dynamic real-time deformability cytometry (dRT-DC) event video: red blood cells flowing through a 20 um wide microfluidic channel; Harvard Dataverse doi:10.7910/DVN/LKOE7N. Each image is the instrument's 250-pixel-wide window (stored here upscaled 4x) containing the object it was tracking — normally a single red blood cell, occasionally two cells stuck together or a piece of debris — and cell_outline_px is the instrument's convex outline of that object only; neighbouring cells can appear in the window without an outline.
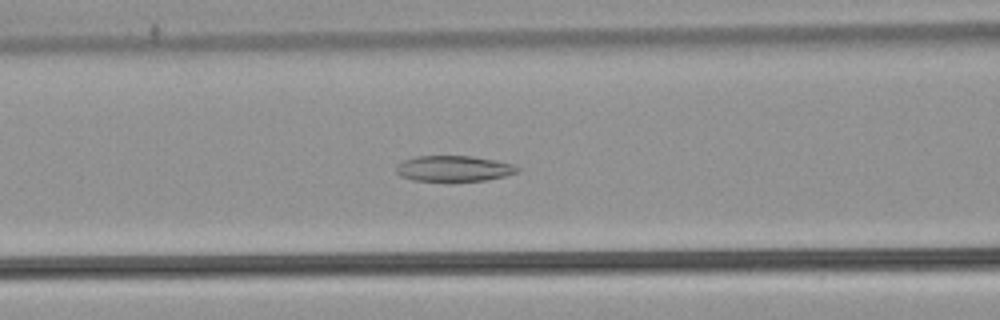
{"species": "common noctule bat (a hibernating species)", "species_latin": "Nyctalus noctula", "temperature_condition": "warm", "stored_images_in_passage": 44, "camera_frame_rate_fps": 3000, "um_per_image_px": 0.085, "animal": {"sex": "male", "body_mass_g": 21.5, "forearm_length_mm": 52.0}, "frame": {"image": 1, "passage_image": 13, "time_ms": 4.0, "image_size_px": [1000, 320], "cell_outline_px": [[520, 172], [488, 180], [448, 184], [412, 180], [400, 176], [396, 172], [396, 164], [404, 160], [416, 156], [472, 156], [496, 160], [512, 164], [520, 168]], "centroid_in_image_um": [38.55, 14.37], "position_along_channel_um": 128.0, "area_um2": 19.19}}
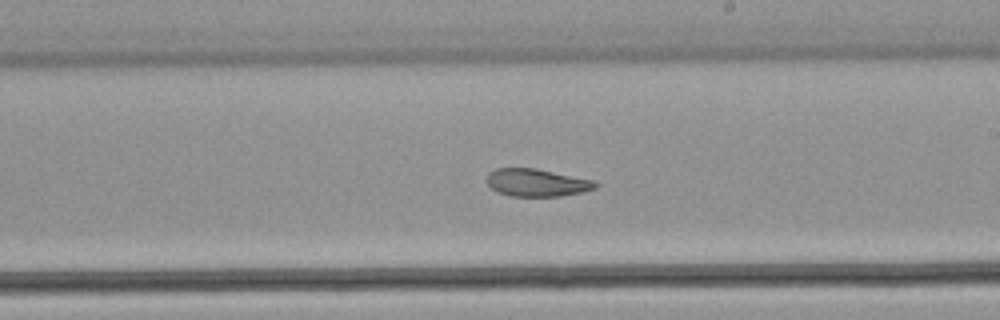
{"frame": {"image": 2, "passage_image": 22, "time_ms": 7.0, "image_size_px": [1000, 320], "cell_outline_px": [[600, 184], [596, 188], [584, 192], [560, 196], [512, 196], [496, 192], [488, 184], [488, 172], [496, 168], [536, 168], [596, 180]], "centroid_in_image_um": [45.68, 15.52], "position_along_channel_um": 243.3, "area_um2": 17.69}}
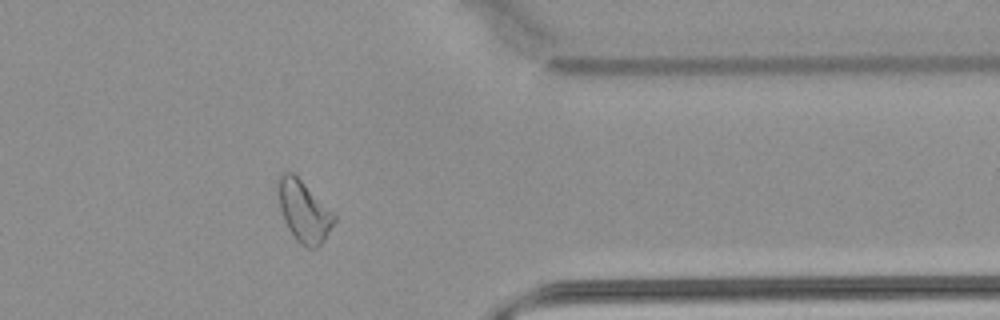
{"frame": {"image": 3, "passage_image": 34, "time_ms": 11.0, "image_size_px": [1000, 320], "cell_outline_px": [[336, 220], [324, 240], [316, 248], [308, 248], [300, 244], [296, 240], [288, 228], [280, 208], [276, 188], [276, 176], [280, 172], [292, 172], [336, 216]], "centroid_in_image_um": [25.77, 17.94], "position_along_channel_um": 385.6, "area_um2": 19.83}, "authors_computed_cell_mechanics": {"area_um2": 19.8543, "velocity_mm_per_s": 3.8585, "shape_relaxation_time_tau1_ms": null, "shape_relaxation_time_tau2_ms": 4.1181, "deformation_change_tau1": null, "deformation_change_tau2": 0.118}}